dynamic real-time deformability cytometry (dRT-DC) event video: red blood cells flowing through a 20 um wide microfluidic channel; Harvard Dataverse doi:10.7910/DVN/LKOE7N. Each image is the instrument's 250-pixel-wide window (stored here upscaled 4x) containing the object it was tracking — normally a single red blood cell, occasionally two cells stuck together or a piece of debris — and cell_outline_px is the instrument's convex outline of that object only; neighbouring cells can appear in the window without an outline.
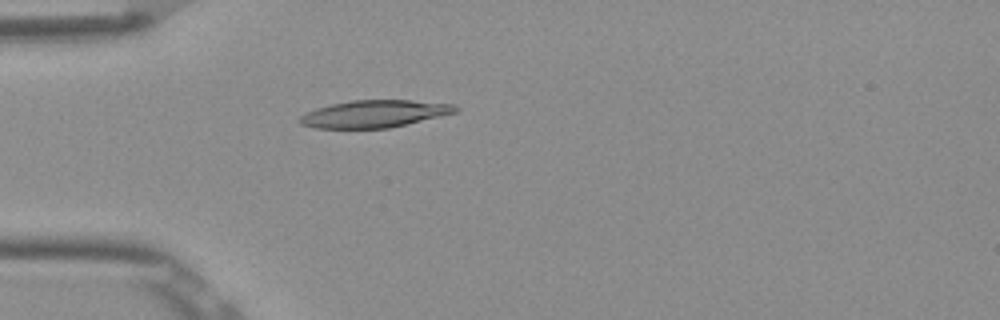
{"species": "Egyptian fruit bat (a non-hibernating species)", "species_latin": "Rousettus aegyptiacus", "temperature_condition": "room temperature", "stored_images_in_passage": 5, "camera_frame_rate_fps": 3000, "um_per_image_px": 0.085, "frame": {"image": 1, "passage_image": 5, "time_ms": 1.333, "image_size_px": [1000, 320], "cell_outline_px": [[460, 108], [456, 112], [440, 116], [388, 128], [316, 128], [300, 124], [296, 120], [304, 112], [316, 108], [332, 104], [352, 100], [412, 100], [456, 104]], "centroid_in_image_um": [31.79, 9.67], "position_along_channel_um": 53.2, "area_um2": 24.8}}